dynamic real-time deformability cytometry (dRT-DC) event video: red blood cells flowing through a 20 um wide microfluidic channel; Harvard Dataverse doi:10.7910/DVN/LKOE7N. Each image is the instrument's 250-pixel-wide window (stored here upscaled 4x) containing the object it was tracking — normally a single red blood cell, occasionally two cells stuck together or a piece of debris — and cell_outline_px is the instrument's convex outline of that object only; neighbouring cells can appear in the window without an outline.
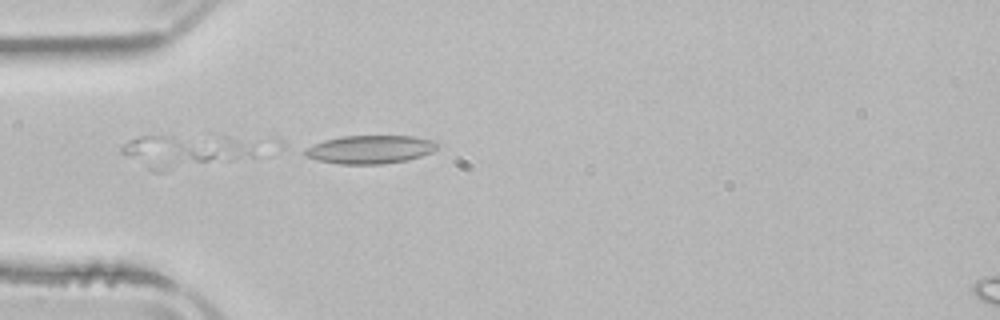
{"species": "common noctule bat (a hibernating species)", "species_latin": "Nyctalus noctula", "temperature_condition": "room temperature", "stored_images_in_passage": 3, "camera_frame_rate_fps": 3000, "um_per_image_px": 0.085, "animal": {"sex": "male", "body_mass_g": 21.5, "forearm_length_mm": 52.0}, "frame": {"image": 1, "passage_image": 3, "time_ms": 4.0, "image_size_px": [1000, 320], "cell_outline_px": [[440, 144], [432, 152], [420, 156], [404, 160], [380, 164], [336, 164], [268, 156], [276, 140], [340, 136], [412, 136], [436, 140]], "centroid_in_image_um": [30.09, 12.68], "position_along_channel_um": 54.9, "area_um2": 27.86}}